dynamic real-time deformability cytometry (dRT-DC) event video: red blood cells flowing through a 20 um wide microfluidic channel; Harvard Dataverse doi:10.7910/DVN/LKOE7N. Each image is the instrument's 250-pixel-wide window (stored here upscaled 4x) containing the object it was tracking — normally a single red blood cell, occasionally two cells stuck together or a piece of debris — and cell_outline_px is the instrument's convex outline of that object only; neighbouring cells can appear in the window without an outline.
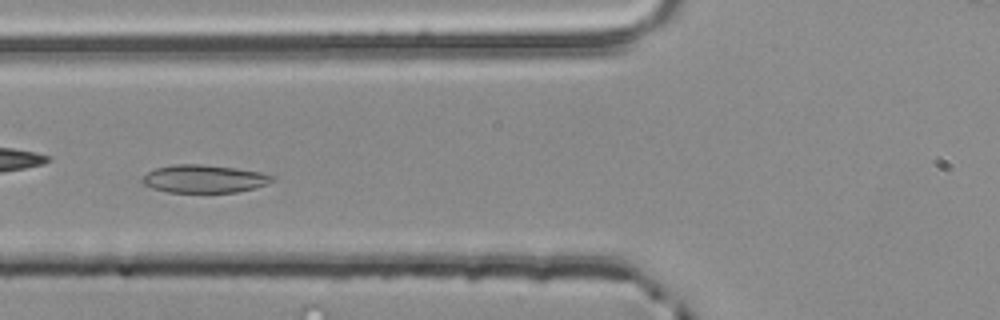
{"species": "common noctule bat (a hibernating species)", "species_latin": "Nyctalus noctula", "temperature_condition": "room temperature", "stored_images_in_passage": 41, "camera_frame_rate_fps": 3000, "um_per_image_px": 0.085, "animal": {"sex": "male", "body_mass_g": 20.4}, "frame": {"image": 1, "passage_image": 7, "time_ms": 2.0, "image_size_px": [1000, 320], "cell_outline_px": [[276, 176], [268, 184], [256, 188], [236, 192], [168, 192], [152, 188], [144, 184], [140, 180], [148, 172], [156, 168], [172, 164], [204, 164], [236, 168], [260, 172]], "centroid_in_image_um": [17.36, 15.19], "position_along_channel_um": 108.4, "area_um2": 21.21}}
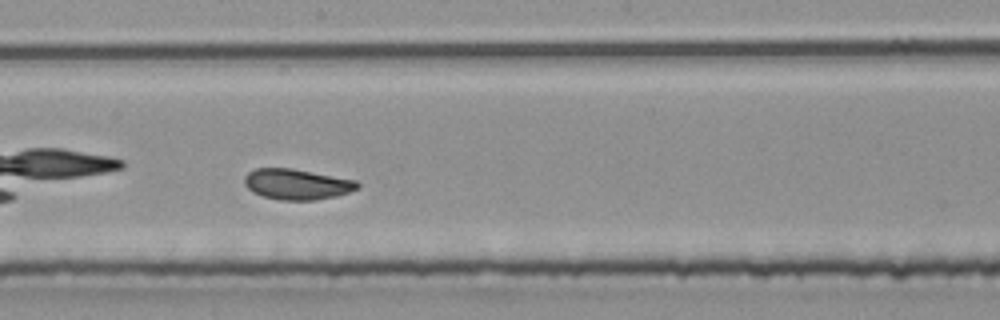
{"frame": {"image": 2, "passage_image": 16, "time_ms": 5.0, "image_size_px": [1000, 320], "cell_outline_px": [[360, 188], [336, 196], [312, 200], [280, 200], [264, 196], [252, 192], [244, 184], [244, 176], [248, 172], [256, 168], [292, 168], [356, 180], [360, 184]], "centroid_in_image_um": [25.23, 15.65], "position_along_channel_um": 223.0, "area_um2": 20.17}}
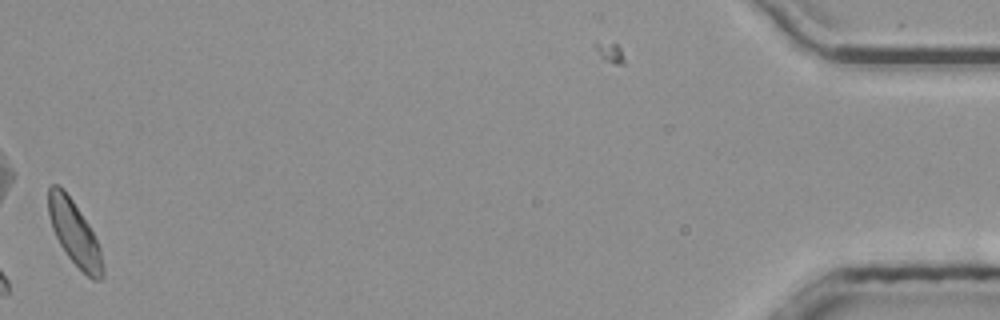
{"frame": {"image": 3, "passage_image": 40, "time_ms": 13.0, "image_size_px": [1000, 320], "cell_outline_px": [[104, 276], [100, 280], [92, 280], [68, 256], [60, 244], [52, 228], [48, 216], [48, 188], [52, 184], [56, 184], [72, 200], [88, 224], [100, 248], [104, 268]], "centroid_in_image_um": [6.33, 19.85], "position_along_channel_um": 428.9, "area_um2": 19.88}, "authors_computed_cell_mechanics": {"area_um2": 20.23, "velocity_mm_per_s": 3.824, "shape_relaxation_time_tau1_ms": 4.1546, "shape_relaxation_time_tau2_ms": null, "deformation_change_tau1": 0.1033, "deformation_change_tau2": null}}